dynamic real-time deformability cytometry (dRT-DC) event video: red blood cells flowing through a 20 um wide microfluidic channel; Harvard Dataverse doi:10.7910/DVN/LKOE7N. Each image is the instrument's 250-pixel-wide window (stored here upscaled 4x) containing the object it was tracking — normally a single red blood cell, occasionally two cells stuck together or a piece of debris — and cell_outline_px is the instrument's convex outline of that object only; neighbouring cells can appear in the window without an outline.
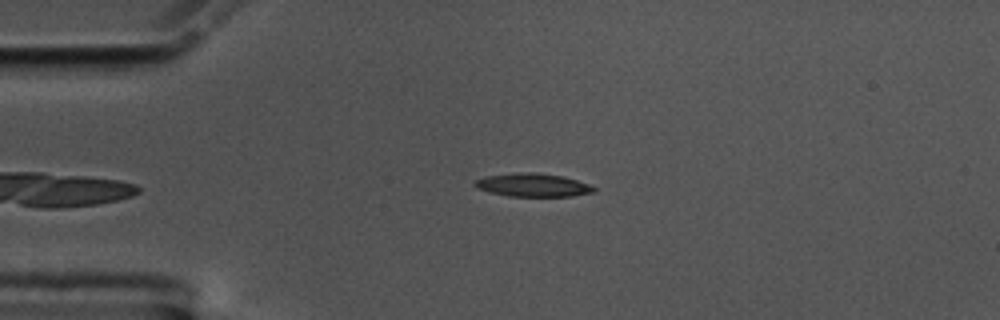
{"species": "common noctule bat (a hibernating species)", "species_latin": "Nyctalus noctula", "temperature_condition": "cold", "stored_images_in_passage": 41, "camera_frame_rate_fps": 3000, "um_per_image_px": 0.085, "animal": {"sex": "male", "body_mass_g": 17.5, "forearm_length_mm": 52.3}, "frame": {"image": 1, "passage_image": 3, "time_ms": 0.667, "image_size_px": [1000, 320], "cell_outline_px": [[596, 192], [572, 196], [508, 196], [488, 192], [476, 188], [472, 184], [476, 180], [484, 176], [524, 172], [532, 172], [564, 176], [588, 184], [596, 188]], "centroid_in_image_um": [45.27, 15.73], "position_along_channel_um": 39.7, "area_um2": 16.18}}
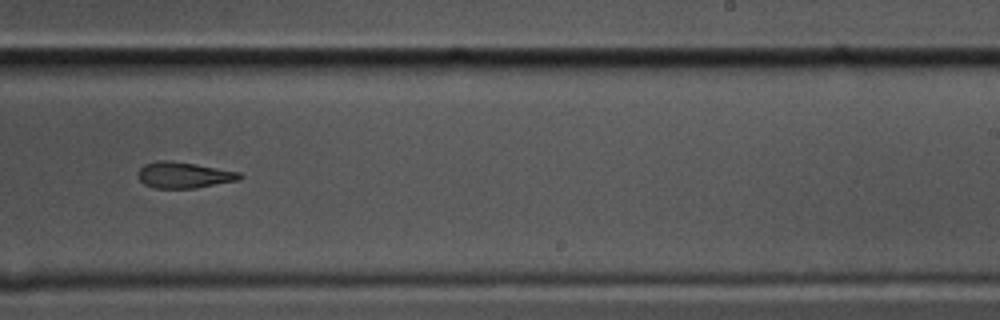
{"frame": {"image": 2, "passage_image": 25, "time_ms": 8.0, "image_size_px": [1000, 320], "cell_outline_px": [[244, 176], [240, 180], [196, 188], [156, 188], [144, 184], [136, 176], [136, 172], [144, 164], [160, 160], [164, 160], [196, 164], [240, 172]], "centroid_in_image_um": [15.63, 14.88], "position_along_channel_um": 273.4, "area_um2": 15.55}}
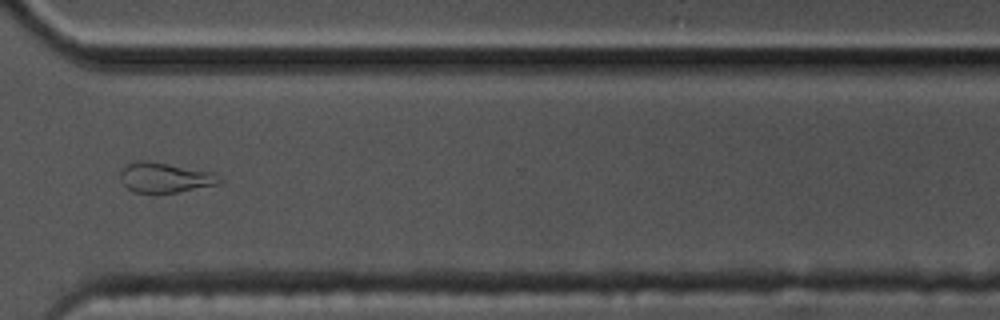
{"frame": {"image": 3, "passage_image": 32, "time_ms": 10.333, "image_size_px": [1000, 320], "cell_outline_px": [[224, 180], [220, 184], [176, 192], [132, 192], [120, 180], [120, 172], [128, 164], [136, 160], [148, 160], [216, 172]], "centroid_in_image_um": [14.08, 15.07], "position_along_channel_um": 356.5, "area_um2": 17.51}, "authors_computed_cell_mechanics": {"area_um2": 16.0106, "velocity_mm_per_s": 3.5535, "shape_relaxation_time_tau1_ms": null, "shape_relaxation_time_tau2_ms": 6.3757, "deformation_change_tau1": null, "deformation_change_tau2": 0.1482}}